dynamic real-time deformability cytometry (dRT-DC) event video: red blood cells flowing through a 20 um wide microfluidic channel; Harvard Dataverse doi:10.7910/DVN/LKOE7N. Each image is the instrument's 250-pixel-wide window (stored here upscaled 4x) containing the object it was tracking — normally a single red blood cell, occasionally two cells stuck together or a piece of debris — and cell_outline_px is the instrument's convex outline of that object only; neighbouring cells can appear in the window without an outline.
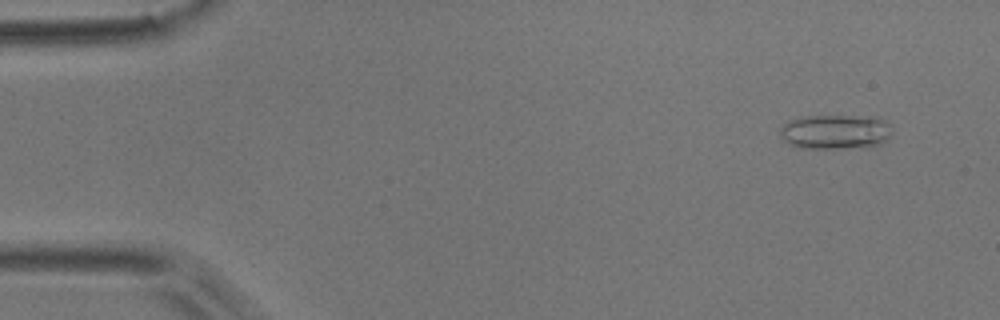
{"species": "common noctule bat (a hibernating species)", "species_latin": "Nyctalus noctula", "temperature_condition": "room temperature", "stored_images_in_passage": 5, "camera_frame_rate_fps": 3000, "um_per_image_px": 0.085, "animal": {"sex": "male", "body_mass_g": 17.9}, "frame": {"image": 1, "passage_image": 2, "time_ms": 0.333, "image_size_px": [1000, 320], "cell_outline_px": [[892, 136], [880, 144], [868, 148], [796, 148], [788, 144], [780, 136], [780, 128], [788, 120], [808, 116], [880, 116], [892, 124]], "centroid_in_image_um": [71.08, 11.21], "position_along_channel_um": 13.9, "area_um2": 23.35}}